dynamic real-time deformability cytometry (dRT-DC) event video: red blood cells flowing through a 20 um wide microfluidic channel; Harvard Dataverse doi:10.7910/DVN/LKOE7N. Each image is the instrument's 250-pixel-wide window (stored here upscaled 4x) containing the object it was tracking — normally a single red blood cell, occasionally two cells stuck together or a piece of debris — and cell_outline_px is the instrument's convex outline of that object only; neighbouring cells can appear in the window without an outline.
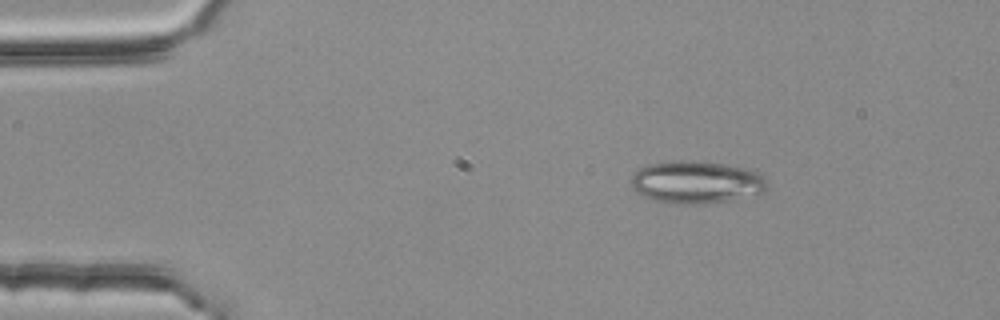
{"species": "common noctule bat (a hibernating species)", "species_latin": "Nyctalus noctula", "temperature_condition": "room temperature", "stored_images_in_passage": 3, "segment_of_instrument_passage": [1, 2], "camera_frame_rate_fps": 3000, "um_per_image_px": 0.085, "animal": {"sex": "female", "body_mass_g": 25.1}, "frame": {"image": 1, "passage_image": 1, "time_ms": 0.0, "image_size_px": [1000, 320], "cell_outline_px": [[768, 188], [764, 192], [728, 200], [696, 204], [680, 204], [656, 200], [644, 196], [636, 192], [628, 184], [632, 176], [640, 168], [648, 164], [680, 160], [692, 160], [748, 168], [756, 172], [768, 184]], "centroid_in_image_um": [59.14, 15.48], "position_along_channel_um": 25.9, "area_um2": 33.35}}